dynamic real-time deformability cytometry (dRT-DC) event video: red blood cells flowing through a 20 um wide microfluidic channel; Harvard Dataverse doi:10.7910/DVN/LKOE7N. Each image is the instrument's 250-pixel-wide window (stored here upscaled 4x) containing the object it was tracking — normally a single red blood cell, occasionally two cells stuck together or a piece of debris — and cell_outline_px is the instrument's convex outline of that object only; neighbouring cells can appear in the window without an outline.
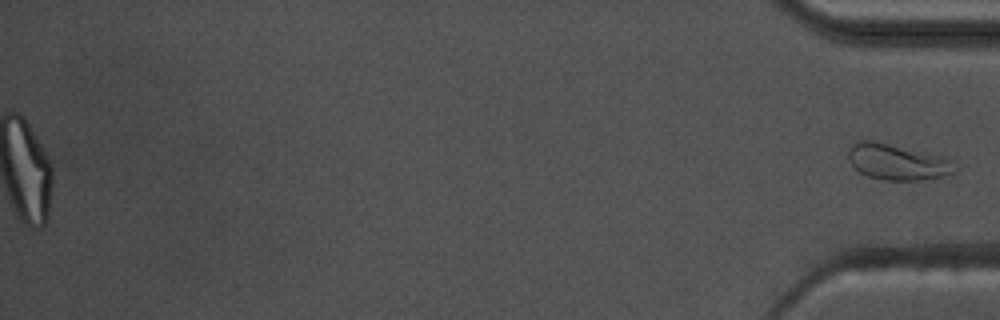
{"species": "common noctule bat (a hibernating species)", "species_latin": "Nyctalus noctula", "temperature_condition": "warm", "stored_images_in_passage": 57, "segment_of_instrument_passage": [2, 2], "camera_frame_rate_fps": 3000, "um_per_image_px": 0.085, "animal": {"sex": "male", "body_mass_g": 17.5, "forearm_length_mm": 52.3}, "frame": {"image": 1, "passage_image": 57, "time_ms": 18.667, "image_size_px": [1000, 320], "cell_outline_px": [[956, 172], [944, 176], [916, 180], [884, 180], [868, 176], [860, 172], [848, 160], [848, 148], [856, 140], [876, 140], [940, 156], [948, 160], [956, 168]], "centroid_in_image_um": [76.2, 13.75], "position_along_channel_um": 359.0, "area_um2": 22.14}}